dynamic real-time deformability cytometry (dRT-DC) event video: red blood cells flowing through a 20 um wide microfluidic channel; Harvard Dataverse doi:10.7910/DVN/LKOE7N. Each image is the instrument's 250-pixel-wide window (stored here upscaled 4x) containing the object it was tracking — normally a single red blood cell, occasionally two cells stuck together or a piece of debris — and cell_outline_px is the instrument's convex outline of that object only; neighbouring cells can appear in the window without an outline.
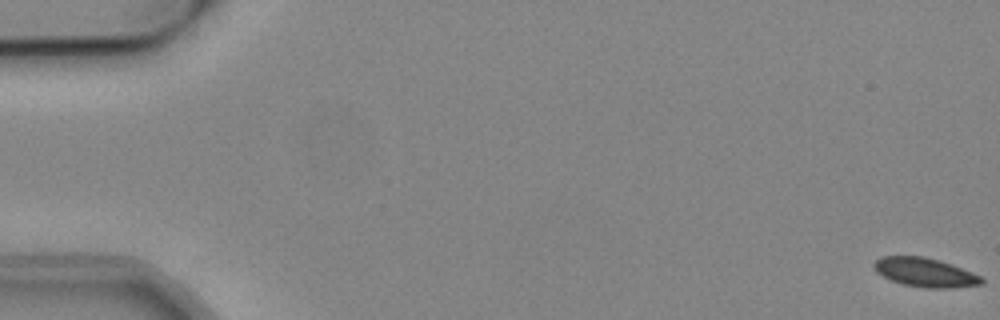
{"species": "common noctule bat (a hibernating species)", "species_latin": "Nyctalus noctula", "temperature_condition": "cold", "stored_images_in_passage": 56, "camera_frame_rate_fps": 3000, "um_per_image_px": 0.085, "animal": {"sex": "male", "body_mass_g": 19.2, "forearm_length_mm": 51.8}, "frame": {"image": 1, "passage_image": 1, "time_ms": 0.0, "image_size_px": [1000, 320], "cell_outline_px": [[984, 284], [952, 288], [924, 288], [904, 284], [892, 280], [876, 272], [872, 264], [880, 256], [924, 256], [940, 260], [952, 264], [972, 272], [980, 276], [984, 280]], "centroid_in_image_um": [78.64, 23.15], "position_along_channel_um": 6.4, "area_um2": 18.26}}
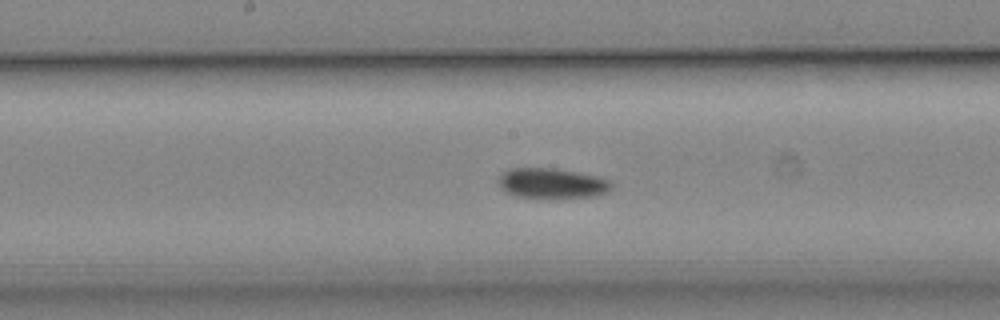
{"frame": {"image": 2, "passage_image": 29, "time_ms": 9.333, "image_size_px": [1000, 320], "cell_outline_px": [[612, 188], [604, 192], [592, 196], [512, 196], [500, 188], [496, 180], [504, 172], [512, 168], [552, 168], [576, 172], [596, 176], [608, 180], [612, 184]], "centroid_in_image_um": [46.84, 15.55], "position_along_channel_um": 201.4, "area_um2": 19.19}}
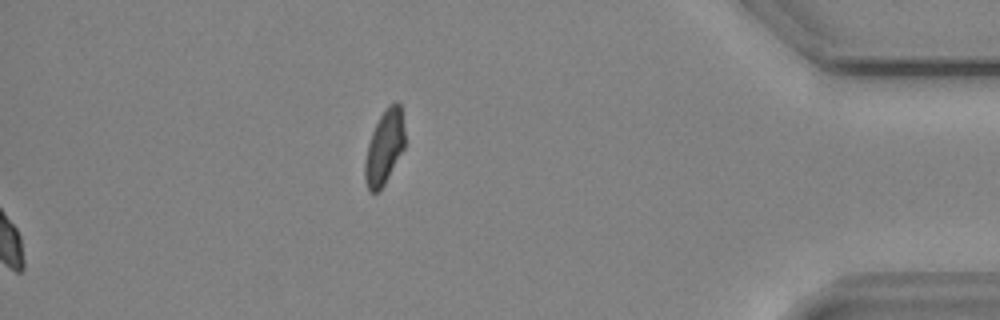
{"frame": {"image": 3, "passage_image": 56, "time_ms": 18.333, "image_size_px": [1000, 320], "cell_outline_px": [[404, 148], [384, 184], [376, 192], [372, 192], [368, 188], [364, 180], [364, 164], [368, 144], [372, 132], [380, 116], [388, 104], [396, 100], [400, 104], [404, 128]], "centroid_in_image_um": [32.67, 12.48], "position_along_channel_um": 402.5, "area_um2": 17.05}, "authors_computed_cell_mechanics": {"area_um2": 18.5249, "velocity_mm_per_s": 3.8021, "shape_relaxation_time_tau1_ms": 9.0624, "shape_relaxation_time_tau2_ms": null, "deformation_change_tau1": 0.1039, "deformation_change_tau2": null}}